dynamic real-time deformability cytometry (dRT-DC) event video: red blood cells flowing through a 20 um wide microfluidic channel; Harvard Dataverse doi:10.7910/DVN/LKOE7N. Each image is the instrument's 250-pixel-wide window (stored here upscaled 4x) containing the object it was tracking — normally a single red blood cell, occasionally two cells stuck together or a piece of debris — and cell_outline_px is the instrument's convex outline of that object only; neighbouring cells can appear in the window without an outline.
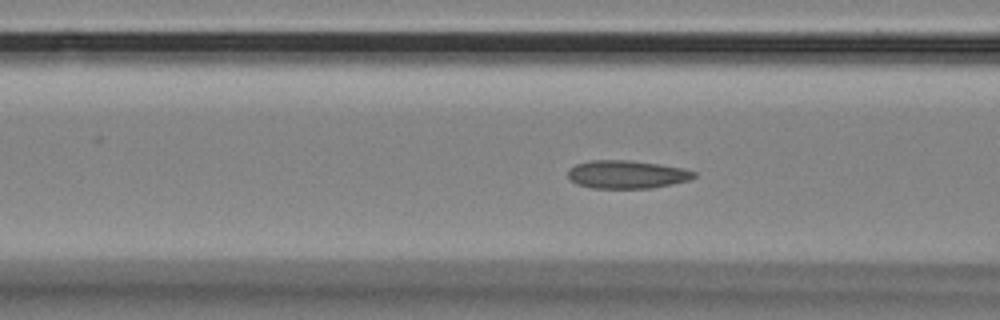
{"species": "Egyptian fruit bat (a non-hibernating species)", "species_latin": "Rousettus aegyptiacus", "temperature_condition": "room temperature", "stored_images_in_passage": 56, "camera_frame_rate_fps": 3000, "um_per_image_px": 0.085, "animal": {"sex": "female"}, "frame": {"image": 1, "passage_image": 21, "time_ms": 6.667, "image_size_px": [1000, 320], "cell_outline_px": [[696, 176], [688, 180], [672, 184], [652, 188], [592, 188], [576, 184], [568, 180], [568, 168], [576, 164], [592, 160], [628, 160], [656, 164], [680, 168], [696, 172]], "centroid_in_image_um": [53.21, 14.83], "position_along_channel_um": 113.4, "area_um2": 20.58}}
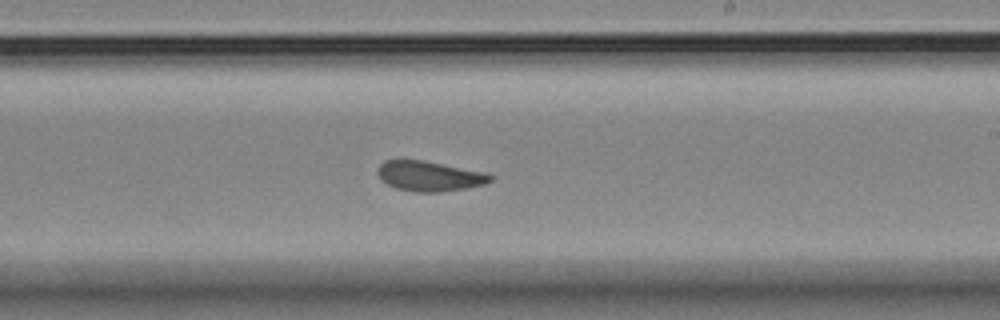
{"frame": {"image": 2, "passage_image": 33, "time_ms": 10.667, "image_size_px": [1000, 320], "cell_outline_px": [[492, 180], [484, 184], [468, 188], [440, 192], [412, 192], [396, 188], [380, 180], [376, 172], [376, 168], [384, 160], [424, 160], [488, 172], [492, 176]], "centroid_in_image_um": [36.49, 14.96], "position_along_channel_um": 252.5, "area_um2": 20.11}}
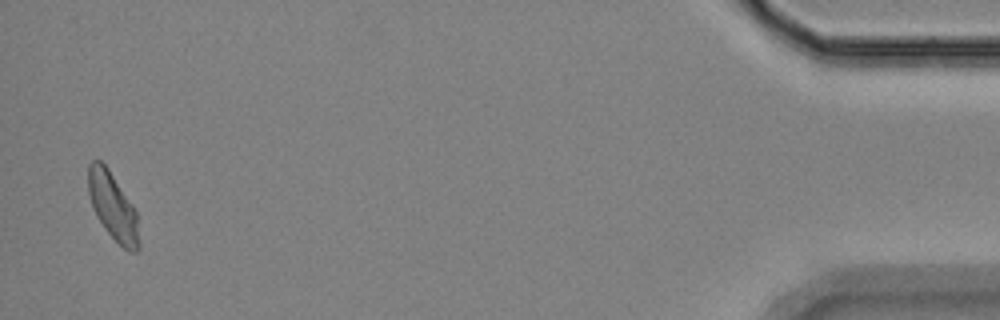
{"frame": {"image": 3, "passage_image": 55, "time_ms": 18.0, "image_size_px": [1000, 320], "cell_outline_px": [[140, 248], [136, 252], [128, 252], [104, 228], [96, 216], [88, 196], [88, 164], [92, 160], [100, 160], [108, 168], [136, 208], [140, 244]], "centroid_in_image_um": [9.61, 17.55], "position_along_channel_um": 425.6, "area_um2": 20.17}, "authors_computed_cell_mechanics": {"area_um2": 20.1433, "velocity_mm_per_s": 3.4756, "shape_relaxation_time_tau1_ms": null, "shape_relaxation_time_tau2_ms": 2.937, "deformation_change_tau1": null, "deformation_change_tau2": 0.0975}}